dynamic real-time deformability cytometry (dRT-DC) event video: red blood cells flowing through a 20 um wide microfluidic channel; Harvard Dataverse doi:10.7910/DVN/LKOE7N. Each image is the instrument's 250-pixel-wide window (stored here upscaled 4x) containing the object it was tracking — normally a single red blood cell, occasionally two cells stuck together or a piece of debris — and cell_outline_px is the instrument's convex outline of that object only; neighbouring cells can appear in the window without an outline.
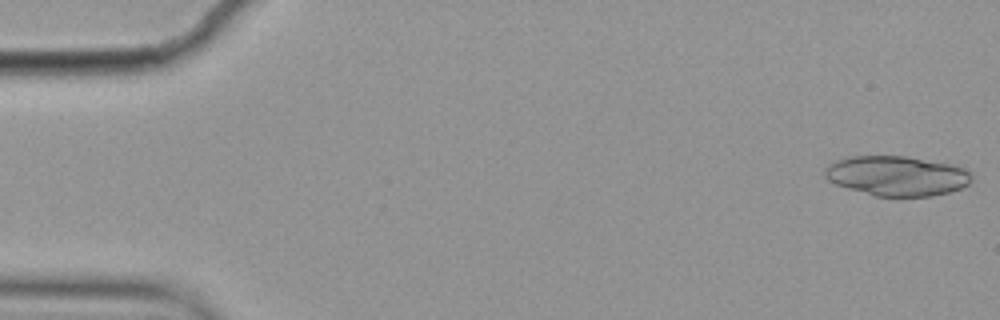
{"species": "common noctule bat (a hibernating species)", "species_latin": "Nyctalus noctula", "temperature_condition": "cold", "stored_images_in_passage": 7, "camera_frame_rate_fps": 3000, "um_per_image_px": 0.085, "animal": {"sex": "female", "body_mass_g": 19.9}, "frame": {"image": 1, "passage_image": 1, "time_ms": 0.0, "image_size_px": [1000, 320], "cell_outline_px": [[972, 180], [968, 184], [960, 188], [948, 192], [932, 196], [876, 196], [848, 188], [836, 184], [828, 180], [824, 176], [824, 168], [832, 160], [848, 156], [904, 156], [952, 164], [964, 168], [972, 176]], "centroid_in_image_um": [76.19, 14.93], "position_along_channel_um": 8.8, "area_um2": 34.16}}